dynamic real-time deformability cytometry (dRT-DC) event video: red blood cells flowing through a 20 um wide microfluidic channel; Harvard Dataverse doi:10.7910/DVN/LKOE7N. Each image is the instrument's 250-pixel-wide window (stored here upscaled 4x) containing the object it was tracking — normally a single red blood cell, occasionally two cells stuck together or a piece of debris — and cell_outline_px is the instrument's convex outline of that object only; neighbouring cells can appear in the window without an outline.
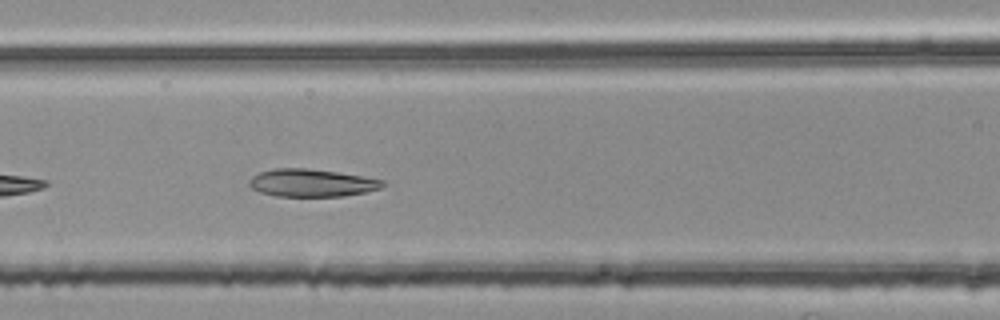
{"species": "common noctule bat (a hibernating species)", "species_latin": "Nyctalus noctula", "temperature_condition": "room temperature", "stored_images_in_passage": 14, "camera_frame_rate_fps": 3000, "um_per_image_px": 0.085, "animal": {"sex": "female", "body_mass_g": 25.1}, "frame": {"image": 1, "passage_image": 8, "time_ms": 2.333, "image_size_px": [1000, 320], "cell_outline_px": [[384, 184], [380, 188], [364, 192], [344, 196], [276, 196], [260, 192], [252, 188], [248, 184], [248, 180], [252, 176], [260, 172], [272, 168], [308, 168], [364, 176], [384, 180]], "centroid_in_image_um": [26.46, 15.54], "position_along_channel_um": 140.1, "area_um2": 21.5}}
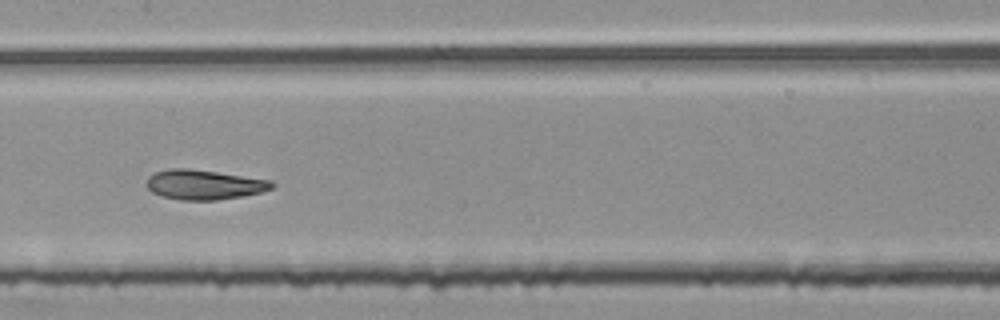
{"frame": {"image": 2, "passage_image": 12, "time_ms": 3.667, "image_size_px": [1000, 320], "cell_outline_px": [[276, 184], [272, 188], [264, 192], [244, 196], [216, 200], [180, 200], [164, 196], [152, 192], [148, 188], [148, 176], [156, 172], [168, 168], [188, 168], [272, 180]], "centroid_in_image_um": [17.4, 15.69], "position_along_channel_um": 190.0, "area_um2": 21.73}}